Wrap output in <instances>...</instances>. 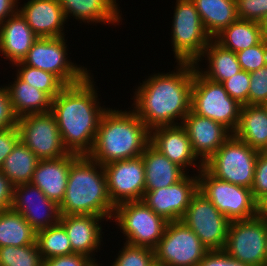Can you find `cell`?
I'll return each mask as SVG.
<instances>
[{
	"instance_id": "6da1fadb",
	"label": "cell",
	"mask_w": 267,
	"mask_h": 266,
	"mask_svg": "<svg viewBox=\"0 0 267 266\" xmlns=\"http://www.w3.org/2000/svg\"><path fill=\"white\" fill-rule=\"evenodd\" d=\"M177 65L175 72L150 75L134 92L132 110L150 130L178 125L177 120L182 124L191 111L193 63L178 62Z\"/></svg>"
},
{
	"instance_id": "7a4b0ae2",
	"label": "cell",
	"mask_w": 267,
	"mask_h": 266,
	"mask_svg": "<svg viewBox=\"0 0 267 266\" xmlns=\"http://www.w3.org/2000/svg\"><path fill=\"white\" fill-rule=\"evenodd\" d=\"M91 76L89 73L81 82L66 85L51 105L64 147L77 155H88L92 150L100 120L108 110L99 105Z\"/></svg>"
},
{
	"instance_id": "3957f363",
	"label": "cell",
	"mask_w": 267,
	"mask_h": 266,
	"mask_svg": "<svg viewBox=\"0 0 267 266\" xmlns=\"http://www.w3.org/2000/svg\"><path fill=\"white\" fill-rule=\"evenodd\" d=\"M150 144V129L133 111L112 108L103 114L88 156L102 166L135 158Z\"/></svg>"
},
{
	"instance_id": "277c9868",
	"label": "cell",
	"mask_w": 267,
	"mask_h": 266,
	"mask_svg": "<svg viewBox=\"0 0 267 266\" xmlns=\"http://www.w3.org/2000/svg\"><path fill=\"white\" fill-rule=\"evenodd\" d=\"M114 209L104 167L88 155H77L69 168L60 215H97L111 220Z\"/></svg>"
},
{
	"instance_id": "5b68a950",
	"label": "cell",
	"mask_w": 267,
	"mask_h": 266,
	"mask_svg": "<svg viewBox=\"0 0 267 266\" xmlns=\"http://www.w3.org/2000/svg\"><path fill=\"white\" fill-rule=\"evenodd\" d=\"M243 105L229 96L222 83L204 77L193 63L191 110L223 124L232 133L237 129Z\"/></svg>"
},
{
	"instance_id": "8992f818",
	"label": "cell",
	"mask_w": 267,
	"mask_h": 266,
	"mask_svg": "<svg viewBox=\"0 0 267 266\" xmlns=\"http://www.w3.org/2000/svg\"><path fill=\"white\" fill-rule=\"evenodd\" d=\"M121 229L127 244L155 249L168 221L155 214L142 200L115 206L112 220Z\"/></svg>"
},
{
	"instance_id": "52a82bcc",
	"label": "cell",
	"mask_w": 267,
	"mask_h": 266,
	"mask_svg": "<svg viewBox=\"0 0 267 266\" xmlns=\"http://www.w3.org/2000/svg\"><path fill=\"white\" fill-rule=\"evenodd\" d=\"M171 27L175 62L195 63L212 40L192 0H176Z\"/></svg>"
},
{
	"instance_id": "ba28073f",
	"label": "cell",
	"mask_w": 267,
	"mask_h": 266,
	"mask_svg": "<svg viewBox=\"0 0 267 266\" xmlns=\"http://www.w3.org/2000/svg\"><path fill=\"white\" fill-rule=\"evenodd\" d=\"M258 153L232 134L204 167L218 179L251 189Z\"/></svg>"
},
{
	"instance_id": "9c48e42d",
	"label": "cell",
	"mask_w": 267,
	"mask_h": 266,
	"mask_svg": "<svg viewBox=\"0 0 267 266\" xmlns=\"http://www.w3.org/2000/svg\"><path fill=\"white\" fill-rule=\"evenodd\" d=\"M197 173L198 191L230 221L257 216V202L251 189L218 179L205 167Z\"/></svg>"
},
{
	"instance_id": "30bf717a",
	"label": "cell",
	"mask_w": 267,
	"mask_h": 266,
	"mask_svg": "<svg viewBox=\"0 0 267 266\" xmlns=\"http://www.w3.org/2000/svg\"><path fill=\"white\" fill-rule=\"evenodd\" d=\"M157 266H198L208 249L182 221L168 222L154 249Z\"/></svg>"
},
{
	"instance_id": "8fae6325",
	"label": "cell",
	"mask_w": 267,
	"mask_h": 266,
	"mask_svg": "<svg viewBox=\"0 0 267 266\" xmlns=\"http://www.w3.org/2000/svg\"><path fill=\"white\" fill-rule=\"evenodd\" d=\"M66 45L65 36L38 38L22 62L30 67L53 73L65 85L79 83L90 70L74 64L66 57L68 55Z\"/></svg>"
},
{
	"instance_id": "7c38bea8",
	"label": "cell",
	"mask_w": 267,
	"mask_h": 266,
	"mask_svg": "<svg viewBox=\"0 0 267 266\" xmlns=\"http://www.w3.org/2000/svg\"><path fill=\"white\" fill-rule=\"evenodd\" d=\"M211 250H224L230 220L225 217L200 191L191 198L181 220Z\"/></svg>"
},
{
	"instance_id": "4fadbf2b",
	"label": "cell",
	"mask_w": 267,
	"mask_h": 266,
	"mask_svg": "<svg viewBox=\"0 0 267 266\" xmlns=\"http://www.w3.org/2000/svg\"><path fill=\"white\" fill-rule=\"evenodd\" d=\"M224 251L250 266H267L265 221L258 216L231 221Z\"/></svg>"
},
{
	"instance_id": "5bb4252c",
	"label": "cell",
	"mask_w": 267,
	"mask_h": 266,
	"mask_svg": "<svg viewBox=\"0 0 267 266\" xmlns=\"http://www.w3.org/2000/svg\"><path fill=\"white\" fill-rule=\"evenodd\" d=\"M17 127L20 140L39 159H57L69 154L51 112L21 116L17 119Z\"/></svg>"
},
{
	"instance_id": "9a60e30c",
	"label": "cell",
	"mask_w": 267,
	"mask_h": 266,
	"mask_svg": "<svg viewBox=\"0 0 267 266\" xmlns=\"http://www.w3.org/2000/svg\"><path fill=\"white\" fill-rule=\"evenodd\" d=\"M109 198L114 206L140 201L145 194V172L142 156L103 165Z\"/></svg>"
},
{
	"instance_id": "2e32d148",
	"label": "cell",
	"mask_w": 267,
	"mask_h": 266,
	"mask_svg": "<svg viewBox=\"0 0 267 266\" xmlns=\"http://www.w3.org/2000/svg\"><path fill=\"white\" fill-rule=\"evenodd\" d=\"M198 191V176L185 175L177 183L156 190H145L142 201L168 222L179 221Z\"/></svg>"
},
{
	"instance_id": "e0dca14e",
	"label": "cell",
	"mask_w": 267,
	"mask_h": 266,
	"mask_svg": "<svg viewBox=\"0 0 267 266\" xmlns=\"http://www.w3.org/2000/svg\"><path fill=\"white\" fill-rule=\"evenodd\" d=\"M11 208L21 214L36 232L49 228L60 220L59 205L31 183L14 186Z\"/></svg>"
},
{
	"instance_id": "ac0fdd59",
	"label": "cell",
	"mask_w": 267,
	"mask_h": 266,
	"mask_svg": "<svg viewBox=\"0 0 267 266\" xmlns=\"http://www.w3.org/2000/svg\"><path fill=\"white\" fill-rule=\"evenodd\" d=\"M194 154L204 164L233 134L223 124L195 114L192 110L181 124Z\"/></svg>"
},
{
	"instance_id": "d6986e66",
	"label": "cell",
	"mask_w": 267,
	"mask_h": 266,
	"mask_svg": "<svg viewBox=\"0 0 267 266\" xmlns=\"http://www.w3.org/2000/svg\"><path fill=\"white\" fill-rule=\"evenodd\" d=\"M150 144L161 154L180 166L184 171L189 166L198 167L199 172L204 164L194 154L191 141L185 128L181 125L158 126L150 130ZM196 162V163H195Z\"/></svg>"
},
{
	"instance_id": "ffe728a7",
	"label": "cell",
	"mask_w": 267,
	"mask_h": 266,
	"mask_svg": "<svg viewBox=\"0 0 267 266\" xmlns=\"http://www.w3.org/2000/svg\"><path fill=\"white\" fill-rule=\"evenodd\" d=\"M101 220L107 221L108 218L97 215H60L59 220L67 232L73 253L89 257L98 266V261L93 257L103 241Z\"/></svg>"
},
{
	"instance_id": "44dd1931",
	"label": "cell",
	"mask_w": 267,
	"mask_h": 266,
	"mask_svg": "<svg viewBox=\"0 0 267 266\" xmlns=\"http://www.w3.org/2000/svg\"><path fill=\"white\" fill-rule=\"evenodd\" d=\"M21 6L18 11L38 38L65 36L66 17L58 0H28Z\"/></svg>"
},
{
	"instance_id": "7402d4cb",
	"label": "cell",
	"mask_w": 267,
	"mask_h": 266,
	"mask_svg": "<svg viewBox=\"0 0 267 266\" xmlns=\"http://www.w3.org/2000/svg\"><path fill=\"white\" fill-rule=\"evenodd\" d=\"M76 156L75 153H69L57 159H40L31 184L38 187L48 199L60 205L65 195L69 168Z\"/></svg>"
},
{
	"instance_id": "603a6c76",
	"label": "cell",
	"mask_w": 267,
	"mask_h": 266,
	"mask_svg": "<svg viewBox=\"0 0 267 266\" xmlns=\"http://www.w3.org/2000/svg\"><path fill=\"white\" fill-rule=\"evenodd\" d=\"M37 39L19 11L0 24V52L12 66L26 57Z\"/></svg>"
},
{
	"instance_id": "cb8c5ba5",
	"label": "cell",
	"mask_w": 267,
	"mask_h": 266,
	"mask_svg": "<svg viewBox=\"0 0 267 266\" xmlns=\"http://www.w3.org/2000/svg\"><path fill=\"white\" fill-rule=\"evenodd\" d=\"M141 156L145 172V190H156L173 185L187 174L151 144L145 148Z\"/></svg>"
},
{
	"instance_id": "d4e9b609",
	"label": "cell",
	"mask_w": 267,
	"mask_h": 266,
	"mask_svg": "<svg viewBox=\"0 0 267 266\" xmlns=\"http://www.w3.org/2000/svg\"><path fill=\"white\" fill-rule=\"evenodd\" d=\"M66 19L74 16L84 23L112 24L121 21L116 0H58ZM70 14V15H69Z\"/></svg>"
},
{
	"instance_id": "484cf974",
	"label": "cell",
	"mask_w": 267,
	"mask_h": 266,
	"mask_svg": "<svg viewBox=\"0 0 267 266\" xmlns=\"http://www.w3.org/2000/svg\"><path fill=\"white\" fill-rule=\"evenodd\" d=\"M13 84L5 86L17 118L29 114L51 112L52 99L43 91L23 81L18 75Z\"/></svg>"
},
{
	"instance_id": "4316f807",
	"label": "cell",
	"mask_w": 267,
	"mask_h": 266,
	"mask_svg": "<svg viewBox=\"0 0 267 266\" xmlns=\"http://www.w3.org/2000/svg\"><path fill=\"white\" fill-rule=\"evenodd\" d=\"M233 135L261 152L267 145V109L264 105H243Z\"/></svg>"
},
{
	"instance_id": "83f0119b",
	"label": "cell",
	"mask_w": 267,
	"mask_h": 266,
	"mask_svg": "<svg viewBox=\"0 0 267 266\" xmlns=\"http://www.w3.org/2000/svg\"><path fill=\"white\" fill-rule=\"evenodd\" d=\"M203 57H206L207 65L209 64L205 71L202 69L203 67L200 68L198 65ZM194 65L204 77L218 83H222L242 70L236 53L223 48L214 39L209 42Z\"/></svg>"
},
{
	"instance_id": "f1b7e54d",
	"label": "cell",
	"mask_w": 267,
	"mask_h": 266,
	"mask_svg": "<svg viewBox=\"0 0 267 266\" xmlns=\"http://www.w3.org/2000/svg\"><path fill=\"white\" fill-rule=\"evenodd\" d=\"M205 31L214 39L238 19L235 0H192Z\"/></svg>"
},
{
	"instance_id": "f546056e",
	"label": "cell",
	"mask_w": 267,
	"mask_h": 266,
	"mask_svg": "<svg viewBox=\"0 0 267 266\" xmlns=\"http://www.w3.org/2000/svg\"><path fill=\"white\" fill-rule=\"evenodd\" d=\"M263 39L258 22L241 19L234 21L214 38L223 48L235 53L255 46Z\"/></svg>"
},
{
	"instance_id": "4dcf8cb0",
	"label": "cell",
	"mask_w": 267,
	"mask_h": 266,
	"mask_svg": "<svg viewBox=\"0 0 267 266\" xmlns=\"http://www.w3.org/2000/svg\"><path fill=\"white\" fill-rule=\"evenodd\" d=\"M39 160L20 140L6 157L0 170L14 186L31 183Z\"/></svg>"
},
{
	"instance_id": "1f68e13d",
	"label": "cell",
	"mask_w": 267,
	"mask_h": 266,
	"mask_svg": "<svg viewBox=\"0 0 267 266\" xmlns=\"http://www.w3.org/2000/svg\"><path fill=\"white\" fill-rule=\"evenodd\" d=\"M36 242V231L12 208L0 212V247H21Z\"/></svg>"
},
{
	"instance_id": "d6a6232c",
	"label": "cell",
	"mask_w": 267,
	"mask_h": 266,
	"mask_svg": "<svg viewBox=\"0 0 267 266\" xmlns=\"http://www.w3.org/2000/svg\"><path fill=\"white\" fill-rule=\"evenodd\" d=\"M36 243L43 260L73 254L67 232L60 222L36 232Z\"/></svg>"
},
{
	"instance_id": "836d02e7",
	"label": "cell",
	"mask_w": 267,
	"mask_h": 266,
	"mask_svg": "<svg viewBox=\"0 0 267 266\" xmlns=\"http://www.w3.org/2000/svg\"><path fill=\"white\" fill-rule=\"evenodd\" d=\"M17 75L31 86L45 92L52 100L66 86L56 75L51 72L25 65L22 61L15 63Z\"/></svg>"
},
{
	"instance_id": "e575fe53",
	"label": "cell",
	"mask_w": 267,
	"mask_h": 266,
	"mask_svg": "<svg viewBox=\"0 0 267 266\" xmlns=\"http://www.w3.org/2000/svg\"><path fill=\"white\" fill-rule=\"evenodd\" d=\"M0 266H43L37 243L27 246L0 247Z\"/></svg>"
},
{
	"instance_id": "d590c367",
	"label": "cell",
	"mask_w": 267,
	"mask_h": 266,
	"mask_svg": "<svg viewBox=\"0 0 267 266\" xmlns=\"http://www.w3.org/2000/svg\"><path fill=\"white\" fill-rule=\"evenodd\" d=\"M111 266H157L155 251L148 247L125 243Z\"/></svg>"
},
{
	"instance_id": "8d00e7d4",
	"label": "cell",
	"mask_w": 267,
	"mask_h": 266,
	"mask_svg": "<svg viewBox=\"0 0 267 266\" xmlns=\"http://www.w3.org/2000/svg\"><path fill=\"white\" fill-rule=\"evenodd\" d=\"M241 69L246 72L256 71L267 65V40L236 53Z\"/></svg>"
},
{
	"instance_id": "74e56055",
	"label": "cell",
	"mask_w": 267,
	"mask_h": 266,
	"mask_svg": "<svg viewBox=\"0 0 267 266\" xmlns=\"http://www.w3.org/2000/svg\"><path fill=\"white\" fill-rule=\"evenodd\" d=\"M230 97L241 105H248L250 73L241 70L237 74L222 82Z\"/></svg>"
},
{
	"instance_id": "f35d334b",
	"label": "cell",
	"mask_w": 267,
	"mask_h": 266,
	"mask_svg": "<svg viewBox=\"0 0 267 266\" xmlns=\"http://www.w3.org/2000/svg\"><path fill=\"white\" fill-rule=\"evenodd\" d=\"M267 102V65L250 72L248 105H264Z\"/></svg>"
},
{
	"instance_id": "ab89813d",
	"label": "cell",
	"mask_w": 267,
	"mask_h": 266,
	"mask_svg": "<svg viewBox=\"0 0 267 266\" xmlns=\"http://www.w3.org/2000/svg\"><path fill=\"white\" fill-rule=\"evenodd\" d=\"M238 19L260 22L267 14V0H235Z\"/></svg>"
},
{
	"instance_id": "60d3db41",
	"label": "cell",
	"mask_w": 267,
	"mask_h": 266,
	"mask_svg": "<svg viewBox=\"0 0 267 266\" xmlns=\"http://www.w3.org/2000/svg\"><path fill=\"white\" fill-rule=\"evenodd\" d=\"M251 191L256 202L267 194V156L261 152L257 155Z\"/></svg>"
},
{
	"instance_id": "b9f144b4",
	"label": "cell",
	"mask_w": 267,
	"mask_h": 266,
	"mask_svg": "<svg viewBox=\"0 0 267 266\" xmlns=\"http://www.w3.org/2000/svg\"><path fill=\"white\" fill-rule=\"evenodd\" d=\"M17 117L15 116L9 95L5 86L0 87V130L17 126Z\"/></svg>"
},
{
	"instance_id": "7bdbcfd3",
	"label": "cell",
	"mask_w": 267,
	"mask_h": 266,
	"mask_svg": "<svg viewBox=\"0 0 267 266\" xmlns=\"http://www.w3.org/2000/svg\"><path fill=\"white\" fill-rule=\"evenodd\" d=\"M198 266H250L242 263L231 256L224 250H211L208 251L203 259L199 262Z\"/></svg>"
},
{
	"instance_id": "ee69618b",
	"label": "cell",
	"mask_w": 267,
	"mask_h": 266,
	"mask_svg": "<svg viewBox=\"0 0 267 266\" xmlns=\"http://www.w3.org/2000/svg\"><path fill=\"white\" fill-rule=\"evenodd\" d=\"M43 266H98L92 259L82 254L56 256L43 260Z\"/></svg>"
},
{
	"instance_id": "f6af8a7d",
	"label": "cell",
	"mask_w": 267,
	"mask_h": 266,
	"mask_svg": "<svg viewBox=\"0 0 267 266\" xmlns=\"http://www.w3.org/2000/svg\"><path fill=\"white\" fill-rule=\"evenodd\" d=\"M19 141L20 134L17 126L0 130V169L6 157Z\"/></svg>"
},
{
	"instance_id": "bcb514c9",
	"label": "cell",
	"mask_w": 267,
	"mask_h": 266,
	"mask_svg": "<svg viewBox=\"0 0 267 266\" xmlns=\"http://www.w3.org/2000/svg\"><path fill=\"white\" fill-rule=\"evenodd\" d=\"M13 193L14 185L0 170V212L12 207Z\"/></svg>"
},
{
	"instance_id": "7dc6e473",
	"label": "cell",
	"mask_w": 267,
	"mask_h": 266,
	"mask_svg": "<svg viewBox=\"0 0 267 266\" xmlns=\"http://www.w3.org/2000/svg\"><path fill=\"white\" fill-rule=\"evenodd\" d=\"M19 0H0V24L18 12Z\"/></svg>"
},
{
	"instance_id": "c3c4849f",
	"label": "cell",
	"mask_w": 267,
	"mask_h": 266,
	"mask_svg": "<svg viewBox=\"0 0 267 266\" xmlns=\"http://www.w3.org/2000/svg\"><path fill=\"white\" fill-rule=\"evenodd\" d=\"M257 216L267 221V194L257 202Z\"/></svg>"
},
{
	"instance_id": "681fc988",
	"label": "cell",
	"mask_w": 267,
	"mask_h": 266,
	"mask_svg": "<svg viewBox=\"0 0 267 266\" xmlns=\"http://www.w3.org/2000/svg\"><path fill=\"white\" fill-rule=\"evenodd\" d=\"M263 38L267 40V14L259 22Z\"/></svg>"
},
{
	"instance_id": "f907efd6",
	"label": "cell",
	"mask_w": 267,
	"mask_h": 266,
	"mask_svg": "<svg viewBox=\"0 0 267 266\" xmlns=\"http://www.w3.org/2000/svg\"><path fill=\"white\" fill-rule=\"evenodd\" d=\"M261 153L267 156V145L262 149Z\"/></svg>"
},
{
	"instance_id": "816d5d0a",
	"label": "cell",
	"mask_w": 267,
	"mask_h": 266,
	"mask_svg": "<svg viewBox=\"0 0 267 266\" xmlns=\"http://www.w3.org/2000/svg\"><path fill=\"white\" fill-rule=\"evenodd\" d=\"M265 227H266V254H267V221H265Z\"/></svg>"
}]
</instances>
